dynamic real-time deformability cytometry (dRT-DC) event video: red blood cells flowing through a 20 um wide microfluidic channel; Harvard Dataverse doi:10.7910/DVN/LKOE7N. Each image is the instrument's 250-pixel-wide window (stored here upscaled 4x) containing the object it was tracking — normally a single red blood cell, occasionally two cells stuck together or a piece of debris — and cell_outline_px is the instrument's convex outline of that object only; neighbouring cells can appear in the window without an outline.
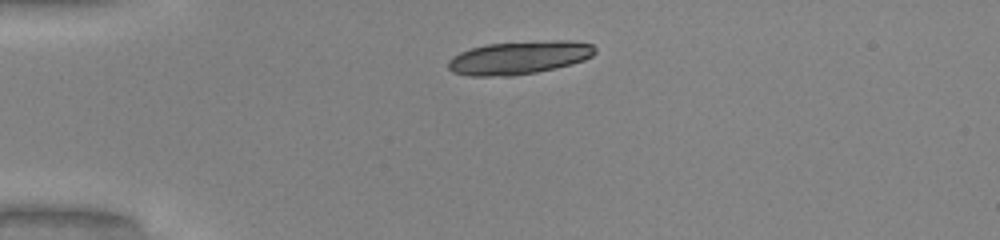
{"species": "common noctule bat (a hibernating species)", "species_latin": "Nyctalus noctula", "temperature_condition": "warm", "stored_images_in_passage": 10, "camera_frame_rate_fps": 3000, "um_per_image_px": 0.085, "animal": {"sex": "male", "body_mass_g": 20.0, "forearm_length_mm": 53.3}, "frame": {"image": 1, "passage_image": 1, "time_ms": 0.0, "image_size_px": [1000, 240], "cell_outline_px": [[596, 52], [592, 56], [584, 60], [556, 68], [536, 72], [512, 76], [468, 76], [452, 72], [448, 68], [448, 60], [452, 56], [460, 52], [472, 48], [488, 44], [552, 40], [568, 40], [592, 44], [596, 48]], "centroid_in_image_um": [44.12, 4.9], "position_along_channel_um": 40.9, "area_um2": 28.44}}